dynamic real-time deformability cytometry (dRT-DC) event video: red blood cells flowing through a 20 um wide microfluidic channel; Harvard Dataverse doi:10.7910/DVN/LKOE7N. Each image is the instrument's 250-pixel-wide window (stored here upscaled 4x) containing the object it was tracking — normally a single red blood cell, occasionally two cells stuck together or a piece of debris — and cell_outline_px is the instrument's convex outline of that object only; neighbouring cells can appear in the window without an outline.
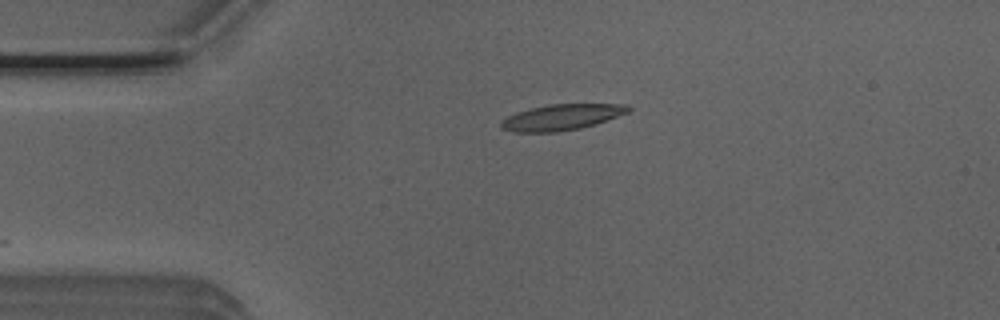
{"species": "Egyptian fruit bat (a non-hibernating species)", "species_latin": "Rousettus aegyptiacus", "temperature_condition": "room temperature", "stored_images_in_passage": 42, "camera_frame_rate_fps": 3000, "um_per_image_px": 0.085, "animal": {"sex": "male"}, "frame": {"image": 1, "passage_image": 1, "time_ms": 0.0, "image_size_px": [1000, 320], "cell_outline_px": [[632, 108], [628, 112], [580, 128], [556, 132], [512, 132], [500, 128], [500, 120], [516, 112], [548, 104], [628, 104]], "centroid_in_image_um": [47.67, 9.96], "position_along_channel_um": 37.3, "area_um2": 19.02}}
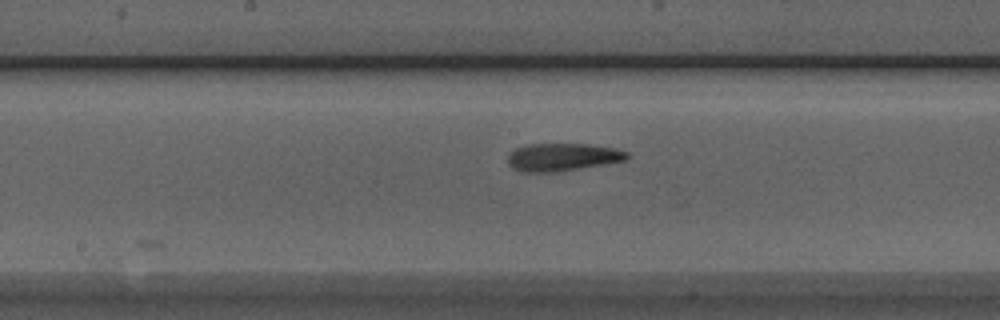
{"frame": {"image": 2, "passage_image": 16, "time_ms": 5.0, "image_size_px": [1000, 320], "cell_outline_px": [[632, 156], [628, 160], [556, 172], [520, 172], [512, 168], [508, 164], [508, 156], [516, 148], [524, 144], [588, 144], [616, 148], [628, 152]], "centroid_in_image_um": [47.84, 13.35], "position_along_channel_um": 200.4, "area_um2": 19.48}}
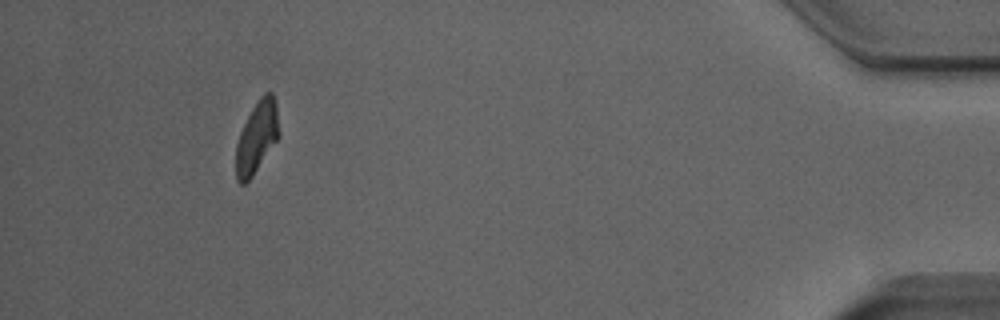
{"frame": {"image": 3, "passage_image": 38, "time_ms": 12.333, "image_size_px": [1000, 320], "cell_outline_px": [[280, 136], [252, 176], [244, 184], [240, 184], [236, 180], [236, 144], [240, 132], [252, 108], [260, 96], [264, 92], [272, 92], [276, 104], [280, 132]], "centroid_in_image_um": [21.84, 11.65], "position_along_channel_um": 413.4, "area_um2": 17.98}}